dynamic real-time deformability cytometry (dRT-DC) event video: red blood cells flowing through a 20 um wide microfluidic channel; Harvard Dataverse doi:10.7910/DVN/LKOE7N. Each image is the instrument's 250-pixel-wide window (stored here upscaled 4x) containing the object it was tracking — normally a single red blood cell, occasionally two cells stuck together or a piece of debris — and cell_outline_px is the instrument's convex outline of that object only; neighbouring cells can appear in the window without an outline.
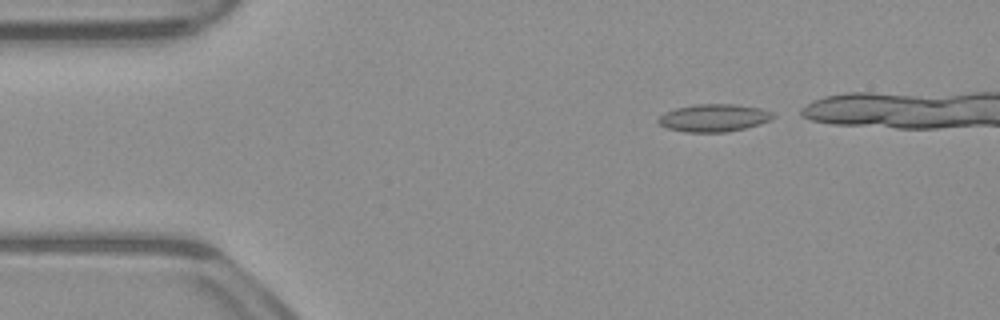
{"species": "common noctule bat (a hibernating species)", "species_latin": "Nyctalus noctula", "temperature_condition": "warm", "stored_images_in_passage": 36, "camera_frame_rate_fps": 3000, "um_per_image_px": 0.085, "animal": {"sex": "male", "body_mass_g": 23.1, "forearm_length_mm": 52.7}, "frame": {"image": 1, "passage_image": 2, "time_ms": 0.333, "image_size_px": [1000, 320], "cell_outline_px": [[776, 116], [772, 120], [760, 124], [728, 132], [684, 132], [668, 128], [660, 124], [656, 120], [664, 112], [676, 108], [696, 104], [736, 104], [760, 108], [772, 112]], "centroid_in_image_um": [60.7, 10.02], "position_along_channel_um": 24.3, "area_um2": 18.55}}
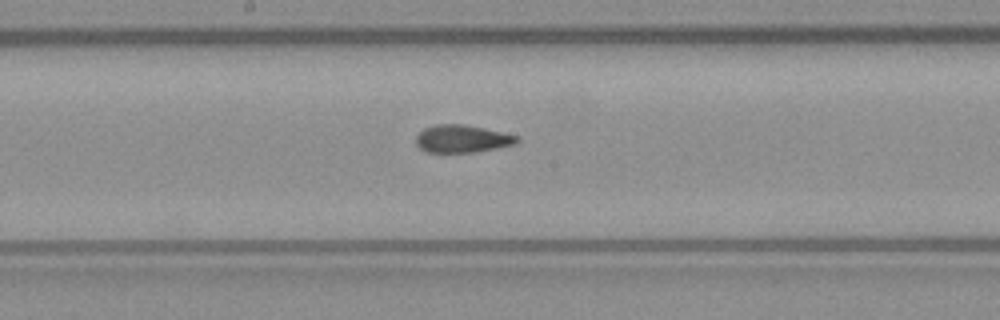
{"frame": {"image": 2, "passage_image": 21, "time_ms": 6.667, "image_size_px": [1000, 320], "cell_outline_px": [[520, 140], [516, 144], [496, 148], [472, 152], [424, 152], [416, 144], [416, 136], [424, 128], [436, 124], [464, 124], [484, 128], [520, 136]], "centroid_in_image_um": [39.29, 11.79], "position_along_channel_um": 208.9, "area_um2": 16.3}}
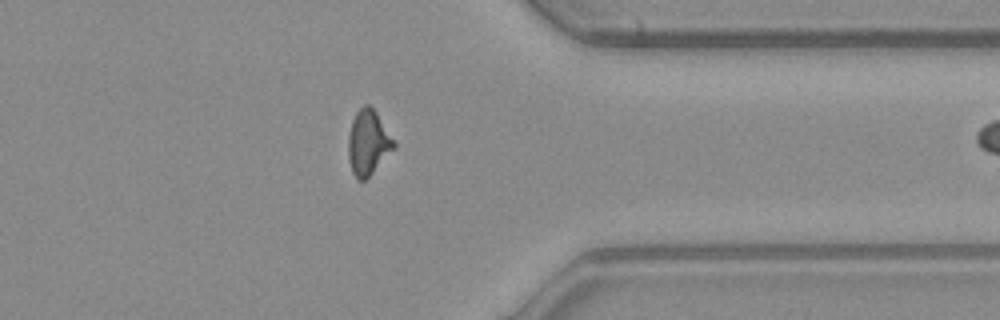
{"frame": {"image": 3, "passage_image": 35, "time_ms": 11.333, "image_size_px": [1000, 320], "cell_outline_px": [[396, 148], [364, 180], [356, 180], [352, 172], [348, 160], [348, 136], [352, 120], [356, 112], [364, 104], [368, 104], [376, 112], [396, 144]], "centroid_in_image_um": [31.27, 12.13], "position_along_channel_um": 380.1, "area_um2": 17.17}}